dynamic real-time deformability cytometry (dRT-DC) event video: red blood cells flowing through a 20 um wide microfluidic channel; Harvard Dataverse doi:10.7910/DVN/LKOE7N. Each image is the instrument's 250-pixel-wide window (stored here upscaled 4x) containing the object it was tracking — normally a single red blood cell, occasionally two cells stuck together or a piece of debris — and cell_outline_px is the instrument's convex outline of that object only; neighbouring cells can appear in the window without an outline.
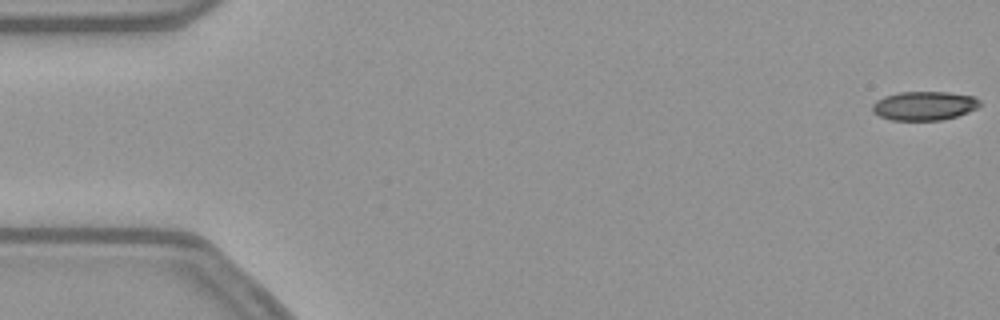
{"species": "common noctule bat (a hibernating species)", "species_latin": "Nyctalus noctula", "temperature_condition": "warm", "stored_images_in_passage": 54, "camera_frame_rate_fps": 3000, "um_per_image_px": 0.085, "animal": {"sex": "female", "body_mass_g": 21.9}, "frame": {"image": 1, "passage_image": 1, "time_ms": 0.0, "image_size_px": [1000, 320], "cell_outline_px": [[980, 104], [976, 108], [968, 112], [956, 116], [940, 120], [892, 120], [880, 116], [872, 112], [872, 104], [876, 100], [884, 96], [900, 92], [948, 92], [972, 96], [980, 100]], "centroid_in_image_um": [78.53, 8.99], "position_along_channel_um": 6.5, "area_um2": 18.03}}
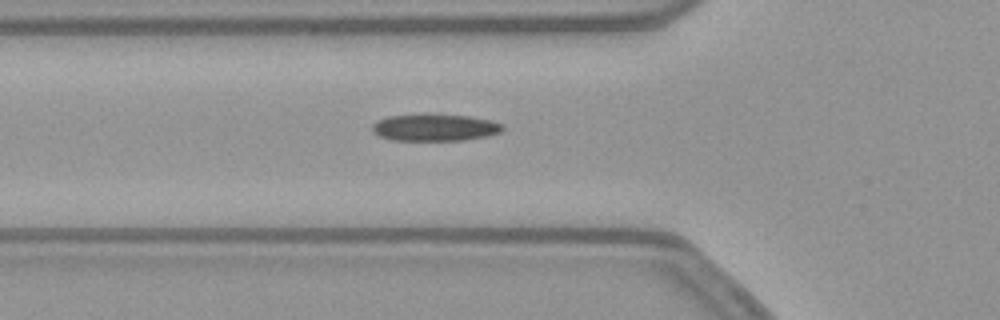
{"frame": {"image": 2, "passage_image": 19, "time_ms": 6.0, "image_size_px": [1000, 320], "cell_outline_px": [[504, 128], [500, 132], [488, 136], [464, 140], [392, 140], [380, 136], [372, 132], [372, 124], [376, 120], [388, 116], [428, 112], [468, 116], [492, 120], [500, 124]], "centroid_in_image_um": [36.92, 10.81], "position_along_channel_um": 88.9, "area_um2": 21.04}}
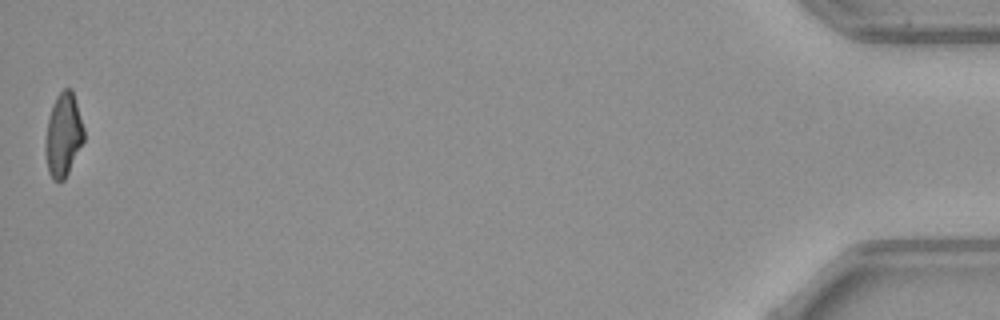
{"frame": {"image": 3, "passage_image": 54, "time_ms": 17.667, "image_size_px": [1000, 320], "cell_outline_px": [[84, 140], [64, 180], [60, 184], [52, 180], [48, 172], [44, 148], [44, 144], [48, 120], [52, 104], [56, 96], [64, 88], [72, 88], [84, 128]], "centroid_in_image_um": [5.36, 11.49], "position_along_channel_um": 429.8, "area_um2": 18.9}, "authors_computed_cell_mechanics": {"area_um2": 19.9121, "velocity_mm_per_s": 3.8172, "shape_relaxation_time_tau1_ms": null, "shape_relaxation_time_tau2_ms": 2.3268, "deformation_change_tau1": null, "deformation_change_tau2": 0.1099}}